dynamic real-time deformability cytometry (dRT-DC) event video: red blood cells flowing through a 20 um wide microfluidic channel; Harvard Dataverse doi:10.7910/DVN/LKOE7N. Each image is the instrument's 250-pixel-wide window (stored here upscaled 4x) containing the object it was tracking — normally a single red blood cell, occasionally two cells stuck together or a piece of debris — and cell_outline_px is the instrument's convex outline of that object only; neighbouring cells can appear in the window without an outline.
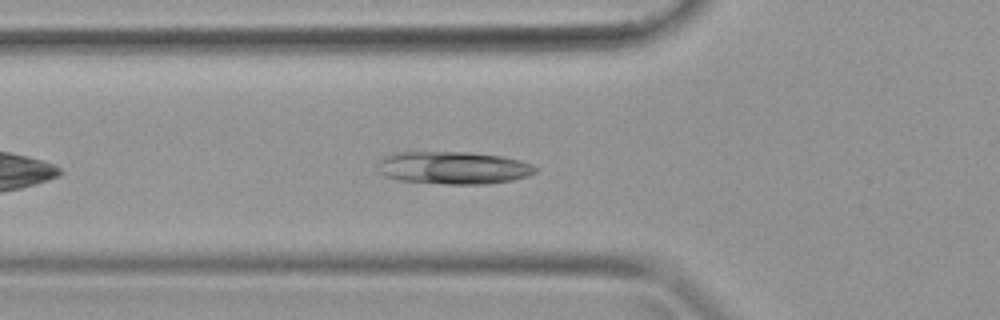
{"species": "common noctule bat (a hibernating species)", "species_latin": "Nyctalus noctula", "temperature_condition": "warm", "stored_images_in_passage": 28, "camera_frame_rate_fps": 3000, "um_per_image_px": 0.085, "animal": {"sex": "female", "body_mass_g": 19.9}, "frame": {"image": 1, "passage_image": 6, "time_ms": 1.667, "image_size_px": [1000, 320], "cell_outline_px": [[536, 172], [528, 176], [512, 180], [484, 184], [444, 184], [400, 180], [384, 176], [380, 172], [380, 160], [384, 156], [392, 152], [468, 152], [504, 156], [520, 160], [532, 164], [536, 168]], "centroid_in_image_um": [38.55, 14.25], "position_along_channel_um": 87.2, "area_um2": 30.0}}
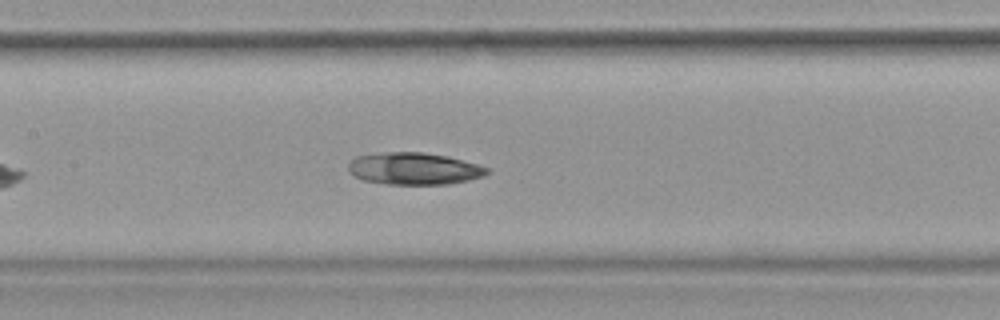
{"frame": {"image": 2, "passage_image": 11, "time_ms": 3.333, "image_size_px": [1000, 320], "cell_outline_px": [[488, 172], [484, 176], [468, 180], [448, 184], [384, 184], [364, 180], [352, 176], [348, 172], [348, 164], [356, 156], [388, 152], [424, 152], [448, 156], [476, 164], [488, 168]], "centroid_in_image_um": [35.16, 14.33], "position_along_channel_um": 172.2, "area_um2": 25.89}}
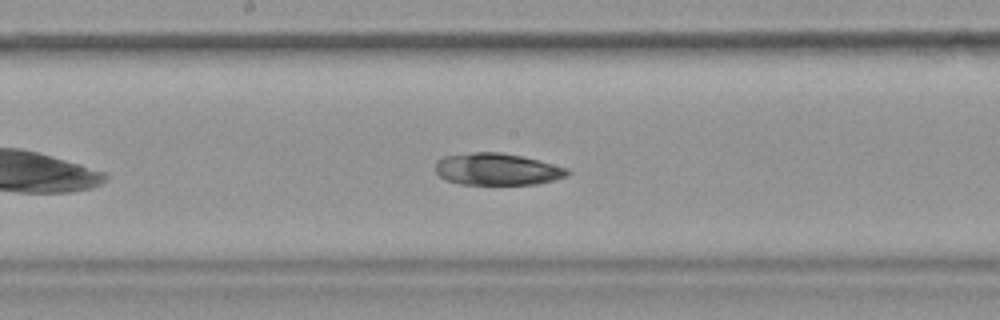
{"frame": {"image": 3, "passage_image": 13, "time_ms": 4.0, "image_size_px": [1000, 320], "cell_outline_px": [[572, 172], [568, 176], [540, 184], [460, 184], [444, 180], [436, 172], [436, 160], [444, 156], [472, 152], [500, 152], [520, 156], [568, 168]], "centroid_in_image_um": [42.25, 14.39], "position_along_channel_um": 205.9, "area_um2": 24.62}}